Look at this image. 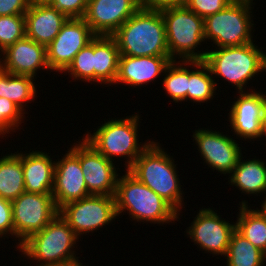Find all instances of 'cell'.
Here are the masks:
<instances>
[{
	"label": "cell",
	"instance_id": "1",
	"mask_svg": "<svg viewBox=\"0 0 266 266\" xmlns=\"http://www.w3.org/2000/svg\"><path fill=\"white\" fill-rule=\"evenodd\" d=\"M262 49L265 48L254 42L242 46L211 47L207 49L203 62L208 66L219 90L221 83L217 82L223 78L221 80L230 83L231 88L236 86V92L251 91L257 88H253V85L249 87L248 84L254 82V78L262 72H266V52Z\"/></svg>",
	"mask_w": 266,
	"mask_h": 266
},
{
	"label": "cell",
	"instance_id": "2",
	"mask_svg": "<svg viewBox=\"0 0 266 266\" xmlns=\"http://www.w3.org/2000/svg\"><path fill=\"white\" fill-rule=\"evenodd\" d=\"M167 153L161 143L154 139L127 171L167 201L178 212L179 222L182 217L180 213L186 207L185 188H182L184 183L181 185L179 178L178 163L175 164L174 156Z\"/></svg>",
	"mask_w": 266,
	"mask_h": 266
},
{
	"label": "cell",
	"instance_id": "3",
	"mask_svg": "<svg viewBox=\"0 0 266 266\" xmlns=\"http://www.w3.org/2000/svg\"><path fill=\"white\" fill-rule=\"evenodd\" d=\"M108 118L104 123L94 128L93 133L87 129L82 138L89 143L97 152L104 155L108 160L116 163V159L124 161L127 171L137 157L152 143L154 139L140 142V113L135 111L132 115L120 118ZM124 158V160H121Z\"/></svg>",
	"mask_w": 266,
	"mask_h": 266
},
{
	"label": "cell",
	"instance_id": "4",
	"mask_svg": "<svg viewBox=\"0 0 266 266\" xmlns=\"http://www.w3.org/2000/svg\"><path fill=\"white\" fill-rule=\"evenodd\" d=\"M123 171L125 173L119 176L114 195L119 218L125 213L135 224L143 222L161 226L178 221V212L167 201L128 171Z\"/></svg>",
	"mask_w": 266,
	"mask_h": 266
},
{
	"label": "cell",
	"instance_id": "5",
	"mask_svg": "<svg viewBox=\"0 0 266 266\" xmlns=\"http://www.w3.org/2000/svg\"><path fill=\"white\" fill-rule=\"evenodd\" d=\"M111 36L120 55L170 56L161 11L139 8Z\"/></svg>",
	"mask_w": 266,
	"mask_h": 266
},
{
	"label": "cell",
	"instance_id": "6",
	"mask_svg": "<svg viewBox=\"0 0 266 266\" xmlns=\"http://www.w3.org/2000/svg\"><path fill=\"white\" fill-rule=\"evenodd\" d=\"M80 241L58 213L42 231L32 234L17 250L21 252L23 261L30 260L33 263L29 266H52L76 259Z\"/></svg>",
	"mask_w": 266,
	"mask_h": 266
},
{
	"label": "cell",
	"instance_id": "7",
	"mask_svg": "<svg viewBox=\"0 0 266 266\" xmlns=\"http://www.w3.org/2000/svg\"><path fill=\"white\" fill-rule=\"evenodd\" d=\"M161 14L171 59L203 61L207 53L205 50L210 48L209 45H206L207 48L205 45L202 48V44L206 43L204 19L192 12L184 3L161 10Z\"/></svg>",
	"mask_w": 266,
	"mask_h": 266
},
{
	"label": "cell",
	"instance_id": "8",
	"mask_svg": "<svg viewBox=\"0 0 266 266\" xmlns=\"http://www.w3.org/2000/svg\"><path fill=\"white\" fill-rule=\"evenodd\" d=\"M254 4L251 1L233 0L223 10L207 16L204 19L206 44L211 42L214 48H222L255 42Z\"/></svg>",
	"mask_w": 266,
	"mask_h": 266
},
{
	"label": "cell",
	"instance_id": "9",
	"mask_svg": "<svg viewBox=\"0 0 266 266\" xmlns=\"http://www.w3.org/2000/svg\"><path fill=\"white\" fill-rule=\"evenodd\" d=\"M59 214L82 240L119 219L114 196L89 195L62 206Z\"/></svg>",
	"mask_w": 266,
	"mask_h": 266
},
{
	"label": "cell",
	"instance_id": "10",
	"mask_svg": "<svg viewBox=\"0 0 266 266\" xmlns=\"http://www.w3.org/2000/svg\"><path fill=\"white\" fill-rule=\"evenodd\" d=\"M11 205L15 251L32 234L42 231L59 213L52 194L24 192L13 200Z\"/></svg>",
	"mask_w": 266,
	"mask_h": 266
},
{
	"label": "cell",
	"instance_id": "11",
	"mask_svg": "<svg viewBox=\"0 0 266 266\" xmlns=\"http://www.w3.org/2000/svg\"><path fill=\"white\" fill-rule=\"evenodd\" d=\"M237 97L231 101L230 110L227 113V121L235 139L255 143L262 141L264 135V116L266 105V90H251L236 92ZM264 93V94H263ZM229 126V127H228ZM233 131V132H232ZM236 135V136H235ZM261 139V140H260Z\"/></svg>",
	"mask_w": 266,
	"mask_h": 266
},
{
	"label": "cell",
	"instance_id": "12",
	"mask_svg": "<svg viewBox=\"0 0 266 266\" xmlns=\"http://www.w3.org/2000/svg\"><path fill=\"white\" fill-rule=\"evenodd\" d=\"M192 133L191 137L195 147L197 146L199 156L204 161L203 165L211 168L210 170L213 169V172L216 170L215 172L229 176L236 167L239 157L244 153L242 149H246L239 144L244 142H239L233 139V135L215 130L212 126L210 129L198 127Z\"/></svg>",
	"mask_w": 266,
	"mask_h": 266
},
{
	"label": "cell",
	"instance_id": "13",
	"mask_svg": "<svg viewBox=\"0 0 266 266\" xmlns=\"http://www.w3.org/2000/svg\"><path fill=\"white\" fill-rule=\"evenodd\" d=\"M215 209L200 208L184 232L185 236L201 251L221 259L227 254L230 238L235 230V222L222 218Z\"/></svg>",
	"mask_w": 266,
	"mask_h": 266
},
{
	"label": "cell",
	"instance_id": "14",
	"mask_svg": "<svg viewBox=\"0 0 266 266\" xmlns=\"http://www.w3.org/2000/svg\"><path fill=\"white\" fill-rule=\"evenodd\" d=\"M96 35L84 18H68L61 30L46 47V59L50 73L62 74L75 55Z\"/></svg>",
	"mask_w": 266,
	"mask_h": 266
},
{
	"label": "cell",
	"instance_id": "15",
	"mask_svg": "<svg viewBox=\"0 0 266 266\" xmlns=\"http://www.w3.org/2000/svg\"><path fill=\"white\" fill-rule=\"evenodd\" d=\"M75 141L61 158L56 159L52 196L58 210L89 196L79 161V140Z\"/></svg>",
	"mask_w": 266,
	"mask_h": 266
},
{
	"label": "cell",
	"instance_id": "16",
	"mask_svg": "<svg viewBox=\"0 0 266 266\" xmlns=\"http://www.w3.org/2000/svg\"><path fill=\"white\" fill-rule=\"evenodd\" d=\"M78 138L79 161L89 195L114 196L121 172L119 165L97 152L83 138Z\"/></svg>",
	"mask_w": 266,
	"mask_h": 266
},
{
	"label": "cell",
	"instance_id": "17",
	"mask_svg": "<svg viewBox=\"0 0 266 266\" xmlns=\"http://www.w3.org/2000/svg\"><path fill=\"white\" fill-rule=\"evenodd\" d=\"M0 68L11 74L27 75L37 80L42 70H46V73L50 71L46 47L25 36L0 53Z\"/></svg>",
	"mask_w": 266,
	"mask_h": 266
},
{
	"label": "cell",
	"instance_id": "18",
	"mask_svg": "<svg viewBox=\"0 0 266 266\" xmlns=\"http://www.w3.org/2000/svg\"><path fill=\"white\" fill-rule=\"evenodd\" d=\"M138 9L137 0H88L84 19L95 35L111 36Z\"/></svg>",
	"mask_w": 266,
	"mask_h": 266
},
{
	"label": "cell",
	"instance_id": "19",
	"mask_svg": "<svg viewBox=\"0 0 266 266\" xmlns=\"http://www.w3.org/2000/svg\"><path fill=\"white\" fill-rule=\"evenodd\" d=\"M173 61L170 56H127L120 55L118 61V72L115 85H125L128 88H140L148 86L157 78L163 76L166 67ZM155 80V81H154Z\"/></svg>",
	"mask_w": 266,
	"mask_h": 266
},
{
	"label": "cell",
	"instance_id": "20",
	"mask_svg": "<svg viewBox=\"0 0 266 266\" xmlns=\"http://www.w3.org/2000/svg\"><path fill=\"white\" fill-rule=\"evenodd\" d=\"M31 150L22 152L25 192L52 194L56 159L46 150Z\"/></svg>",
	"mask_w": 266,
	"mask_h": 266
},
{
	"label": "cell",
	"instance_id": "21",
	"mask_svg": "<svg viewBox=\"0 0 266 266\" xmlns=\"http://www.w3.org/2000/svg\"><path fill=\"white\" fill-rule=\"evenodd\" d=\"M25 16L26 37L47 47L68 17L50 5H30Z\"/></svg>",
	"mask_w": 266,
	"mask_h": 266
},
{
	"label": "cell",
	"instance_id": "22",
	"mask_svg": "<svg viewBox=\"0 0 266 266\" xmlns=\"http://www.w3.org/2000/svg\"><path fill=\"white\" fill-rule=\"evenodd\" d=\"M246 158V160L244 159ZM244 159V160H243ZM264 158H249L243 154L228 176V185L237 188L242 195L264 196L266 194V161ZM264 194V195H263Z\"/></svg>",
	"mask_w": 266,
	"mask_h": 266
},
{
	"label": "cell",
	"instance_id": "23",
	"mask_svg": "<svg viewBox=\"0 0 266 266\" xmlns=\"http://www.w3.org/2000/svg\"><path fill=\"white\" fill-rule=\"evenodd\" d=\"M119 56L118 45L112 36L96 35L94 37L95 86H98L97 84L100 87L114 85L118 72Z\"/></svg>",
	"mask_w": 266,
	"mask_h": 266
},
{
	"label": "cell",
	"instance_id": "24",
	"mask_svg": "<svg viewBox=\"0 0 266 266\" xmlns=\"http://www.w3.org/2000/svg\"><path fill=\"white\" fill-rule=\"evenodd\" d=\"M35 78L27 75H15L0 68V97H5L14 102L25 114L26 108L35 102L37 94V84ZM26 107V108H25Z\"/></svg>",
	"mask_w": 266,
	"mask_h": 266
},
{
	"label": "cell",
	"instance_id": "25",
	"mask_svg": "<svg viewBox=\"0 0 266 266\" xmlns=\"http://www.w3.org/2000/svg\"><path fill=\"white\" fill-rule=\"evenodd\" d=\"M235 229L253 246L266 253V219L255 209L256 204L240 199ZM251 205V206H249ZM254 205V207H252ZM253 208V209H251Z\"/></svg>",
	"mask_w": 266,
	"mask_h": 266
},
{
	"label": "cell",
	"instance_id": "26",
	"mask_svg": "<svg viewBox=\"0 0 266 266\" xmlns=\"http://www.w3.org/2000/svg\"><path fill=\"white\" fill-rule=\"evenodd\" d=\"M21 152L0 156V197L11 202L25 192Z\"/></svg>",
	"mask_w": 266,
	"mask_h": 266
},
{
	"label": "cell",
	"instance_id": "27",
	"mask_svg": "<svg viewBox=\"0 0 266 266\" xmlns=\"http://www.w3.org/2000/svg\"><path fill=\"white\" fill-rule=\"evenodd\" d=\"M216 93L220 95L208 66L203 61H188L187 102L203 106L214 100Z\"/></svg>",
	"mask_w": 266,
	"mask_h": 266
},
{
	"label": "cell",
	"instance_id": "28",
	"mask_svg": "<svg viewBox=\"0 0 266 266\" xmlns=\"http://www.w3.org/2000/svg\"><path fill=\"white\" fill-rule=\"evenodd\" d=\"M224 258L226 266H264L266 264L265 253L253 246L236 229L231 235Z\"/></svg>",
	"mask_w": 266,
	"mask_h": 266
},
{
	"label": "cell",
	"instance_id": "29",
	"mask_svg": "<svg viewBox=\"0 0 266 266\" xmlns=\"http://www.w3.org/2000/svg\"><path fill=\"white\" fill-rule=\"evenodd\" d=\"M161 78L162 88H164L165 91L164 93L168 98L170 97V99L173 100L172 102L177 104L187 102L188 61H171Z\"/></svg>",
	"mask_w": 266,
	"mask_h": 266
},
{
	"label": "cell",
	"instance_id": "30",
	"mask_svg": "<svg viewBox=\"0 0 266 266\" xmlns=\"http://www.w3.org/2000/svg\"><path fill=\"white\" fill-rule=\"evenodd\" d=\"M74 82L94 84V38L82 48L74 57L72 63L64 71Z\"/></svg>",
	"mask_w": 266,
	"mask_h": 266
},
{
	"label": "cell",
	"instance_id": "31",
	"mask_svg": "<svg viewBox=\"0 0 266 266\" xmlns=\"http://www.w3.org/2000/svg\"><path fill=\"white\" fill-rule=\"evenodd\" d=\"M25 113L12 101L5 97H0V138L8 136L9 133L13 134L23 129ZM22 126V128L20 127ZM19 129V130H18ZM17 130V131H16ZM8 134V135H7ZM2 136V137H1Z\"/></svg>",
	"mask_w": 266,
	"mask_h": 266
},
{
	"label": "cell",
	"instance_id": "32",
	"mask_svg": "<svg viewBox=\"0 0 266 266\" xmlns=\"http://www.w3.org/2000/svg\"><path fill=\"white\" fill-rule=\"evenodd\" d=\"M26 36L25 16H0V53Z\"/></svg>",
	"mask_w": 266,
	"mask_h": 266
},
{
	"label": "cell",
	"instance_id": "33",
	"mask_svg": "<svg viewBox=\"0 0 266 266\" xmlns=\"http://www.w3.org/2000/svg\"><path fill=\"white\" fill-rule=\"evenodd\" d=\"M233 0H184V4L198 16H207L223 10Z\"/></svg>",
	"mask_w": 266,
	"mask_h": 266
},
{
	"label": "cell",
	"instance_id": "34",
	"mask_svg": "<svg viewBox=\"0 0 266 266\" xmlns=\"http://www.w3.org/2000/svg\"><path fill=\"white\" fill-rule=\"evenodd\" d=\"M68 18H84L88 0H54L50 5Z\"/></svg>",
	"mask_w": 266,
	"mask_h": 266
},
{
	"label": "cell",
	"instance_id": "35",
	"mask_svg": "<svg viewBox=\"0 0 266 266\" xmlns=\"http://www.w3.org/2000/svg\"><path fill=\"white\" fill-rule=\"evenodd\" d=\"M14 238V223L11 201L0 197V241Z\"/></svg>",
	"mask_w": 266,
	"mask_h": 266
},
{
	"label": "cell",
	"instance_id": "36",
	"mask_svg": "<svg viewBox=\"0 0 266 266\" xmlns=\"http://www.w3.org/2000/svg\"><path fill=\"white\" fill-rule=\"evenodd\" d=\"M30 7V0H0V16L24 15Z\"/></svg>",
	"mask_w": 266,
	"mask_h": 266
},
{
	"label": "cell",
	"instance_id": "37",
	"mask_svg": "<svg viewBox=\"0 0 266 266\" xmlns=\"http://www.w3.org/2000/svg\"><path fill=\"white\" fill-rule=\"evenodd\" d=\"M137 3L140 9L161 11L180 6L184 3V0H137Z\"/></svg>",
	"mask_w": 266,
	"mask_h": 266
},
{
	"label": "cell",
	"instance_id": "38",
	"mask_svg": "<svg viewBox=\"0 0 266 266\" xmlns=\"http://www.w3.org/2000/svg\"><path fill=\"white\" fill-rule=\"evenodd\" d=\"M80 257H77L76 259H73V260H70V261H66V262H62V263H59V264H55V265H52V266H86V263L85 265H83L84 263H81L80 261L82 260H79Z\"/></svg>",
	"mask_w": 266,
	"mask_h": 266
},
{
	"label": "cell",
	"instance_id": "39",
	"mask_svg": "<svg viewBox=\"0 0 266 266\" xmlns=\"http://www.w3.org/2000/svg\"><path fill=\"white\" fill-rule=\"evenodd\" d=\"M261 198L263 199V201ZM260 199L261 206H259L260 208L256 207V210L266 219V194L263 197H260Z\"/></svg>",
	"mask_w": 266,
	"mask_h": 266
},
{
	"label": "cell",
	"instance_id": "40",
	"mask_svg": "<svg viewBox=\"0 0 266 266\" xmlns=\"http://www.w3.org/2000/svg\"><path fill=\"white\" fill-rule=\"evenodd\" d=\"M54 0H30V5L45 6L51 5Z\"/></svg>",
	"mask_w": 266,
	"mask_h": 266
},
{
	"label": "cell",
	"instance_id": "41",
	"mask_svg": "<svg viewBox=\"0 0 266 266\" xmlns=\"http://www.w3.org/2000/svg\"><path fill=\"white\" fill-rule=\"evenodd\" d=\"M262 140L266 141V105H265V116H264V135Z\"/></svg>",
	"mask_w": 266,
	"mask_h": 266
}]
</instances>
